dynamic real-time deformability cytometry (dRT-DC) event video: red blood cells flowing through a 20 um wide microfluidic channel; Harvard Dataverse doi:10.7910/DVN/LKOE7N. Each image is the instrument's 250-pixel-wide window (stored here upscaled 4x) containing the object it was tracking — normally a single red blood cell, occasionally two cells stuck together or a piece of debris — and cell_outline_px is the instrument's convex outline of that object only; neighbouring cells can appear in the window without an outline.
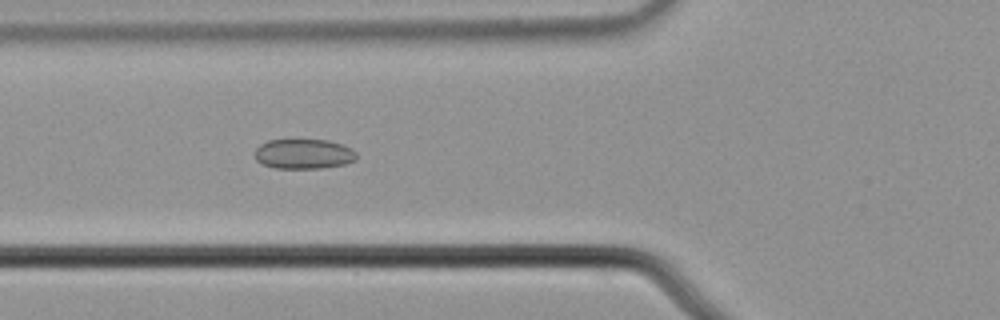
{"species": "common noctule bat (a hibernating species)", "species_latin": "Nyctalus noctula", "temperature_condition": "cold", "stored_images_in_passage": 6, "camera_frame_rate_fps": 3000, "um_per_image_px": 0.085, "animal": {"sex": "male", "body_mass_g": 21.5, "forearm_length_mm": 52.0}, "frame": {"image": 1, "passage_image": 6, "time_ms": 1.667, "image_size_px": [1000, 320], "cell_outline_px": [[356, 160], [344, 164], [320, 168], [276, 168], [264, 164], [256, 160], [256, 148], [260, 144], [268, 140], [328, 140], [352, 148], [356, 152]], "centroid_in_image_um": [25.83, 13.08], "position_along_channel_um": 100.0, "area_um2": 17.57}}